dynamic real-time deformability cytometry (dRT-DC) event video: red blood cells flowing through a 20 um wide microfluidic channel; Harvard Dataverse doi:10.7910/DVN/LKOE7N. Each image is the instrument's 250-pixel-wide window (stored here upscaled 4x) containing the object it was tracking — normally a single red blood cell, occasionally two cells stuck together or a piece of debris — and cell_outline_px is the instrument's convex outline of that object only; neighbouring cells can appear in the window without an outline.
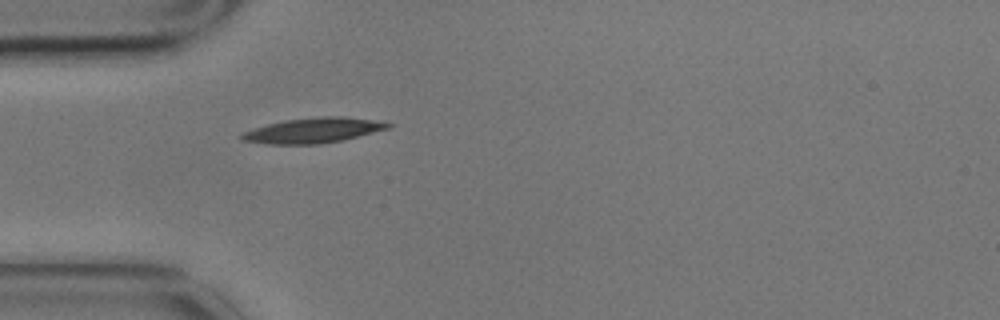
{"species": "common noctule bat (a hibernating species)", "species_latin": "Nyctalus noctula", "temperature_condition": "cold", "stored_images_in_passage": 1, "camera_frame_rate_fps": 3000, "um_per_image_px": 0.085, "animal": {"sex": "male", "body_mass_g": 17.9}, "frame": {"image": 1, "passage_image": 1, "time_ms": 0.0, "image_size_px": [1000, 320], "cell_outline_px": [[392, 128], [340, 140], [320, 144], [268, 144], [244, 140], [236, 136], [252, 128], [284, 120], [324, 116], [344, 116], [372, 120], [392, 124]], "centroid_in_image_um": [26.6, 11.08], "position_along_channel_um": 58.4, "area_um2": 21.27}}